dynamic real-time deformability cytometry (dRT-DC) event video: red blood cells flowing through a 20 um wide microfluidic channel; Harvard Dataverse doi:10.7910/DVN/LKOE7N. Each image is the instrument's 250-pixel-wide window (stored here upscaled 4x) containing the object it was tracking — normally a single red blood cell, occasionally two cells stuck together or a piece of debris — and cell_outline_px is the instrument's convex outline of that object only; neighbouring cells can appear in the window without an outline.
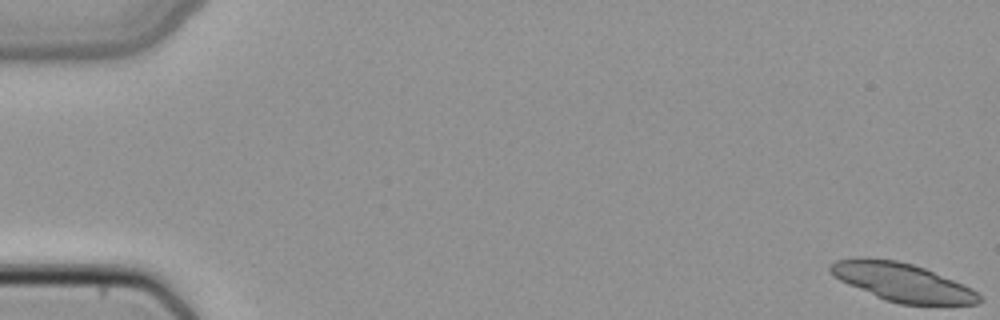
{"species": "common noctule bat (a hibernating species)", "species_latin": "Nyctalus noctula", "temperature_condition": "cold", "stored_images_in_passage": 12, "camera_frame_rate_fps": 3000, "um_per_image_px": 0.085, "animal": {"sex": "female", "body_mass_g": 22.7, "forearm_length_mm": 54.2}, "frame": {"image": 1, "passage_image": 1, "time_ms": 0.0, "image_size_px": [1000, 320], "cell_outline_px": [[980, 304], [900, 304], [884, 300], [848, 284], [840, 280], [828, 272], [828, 268], [836, 260], [856, 256], [864, 256], [896, 260], [912, 264], [924, 268], [964, 284], [972, 288], [980, 296]], "centroid_in_image_um": [76.64, 23.96], "position_along_channel_um": 8.4, "area_um2": 33.29}}